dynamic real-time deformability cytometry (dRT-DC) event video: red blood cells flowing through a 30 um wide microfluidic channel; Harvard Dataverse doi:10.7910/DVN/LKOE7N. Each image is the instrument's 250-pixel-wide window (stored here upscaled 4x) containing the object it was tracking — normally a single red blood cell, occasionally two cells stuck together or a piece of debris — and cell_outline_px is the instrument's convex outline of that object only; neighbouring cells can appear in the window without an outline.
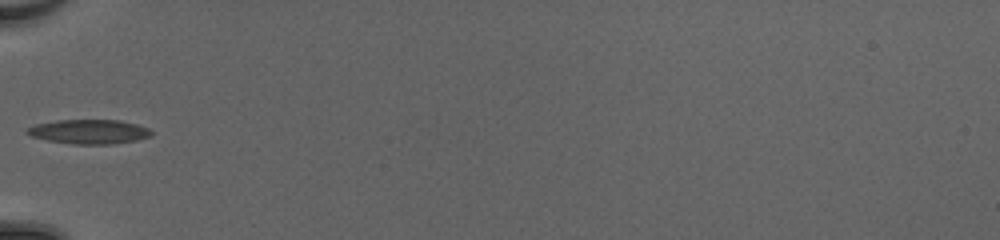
{"species": "common noctule bat (a hibernating species)", "species_latin": "Nyctalus noctula", "temperature_condition": "cold", "stored_images_in_passage": 32, "camera_frame_rate_fps": 3000, "um_per_image_px": 0.085, "animal": {"sex": "female", "body_mass_g": 20.0, "forearm_length_mm": 54.0}, "frame": {"image": 1, "passage_image": 1, "time_ms": 0.0, "image_size_px": [1000, 240], "cell_outline_px": [[152, 136], [136, 140], [112, 144], [72, 144], [48, 140], [32, 136], [24, 132], [28, 128], [36, 124], [56, 120], [120, 120], [136, 124], [148, 128], [152, 132]], "centroid_in_image_um": [7.58, 11.19], "position_along_channel_um": 77.4, "area_um2": 17.57}}
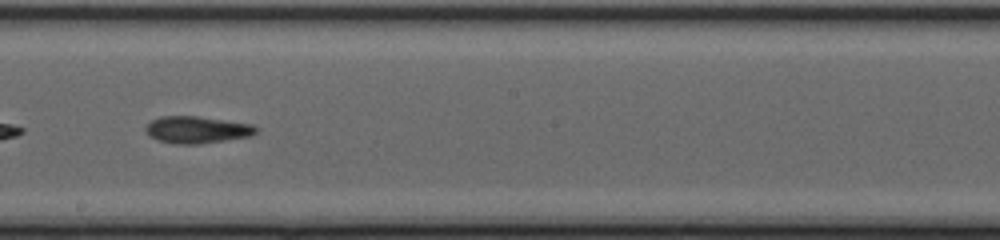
{"frame": {"image": 2, "passage_image": 12, "time_ms": 3.667, "image_size_px": [1000, 240], "cell_outline_px": [[260, 128], [252, 136], [200, 144], [176, 144], [156, 140], [148, 136], [144, 132], [144, 128], [152, 120], [160, 116], [196, 116], [252, 124]], "centroid_in_image_um": [16.72, 11.04], "position_along_channel_um": 231.5, "area_um2": 17.57}}
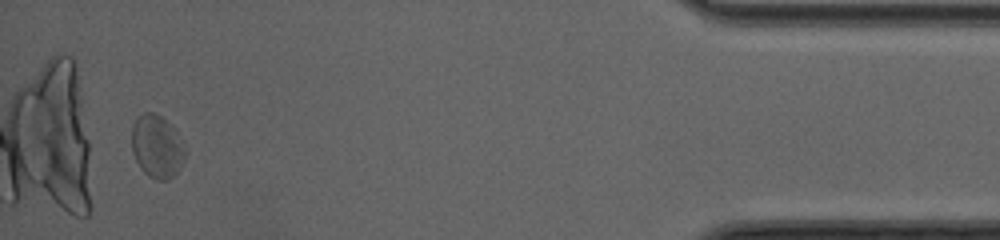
{"frame": {"image": 3, "passage_image": 30, "time_ms": 9.667, "image_size_px": [1000, 240], "cell_outline_px": [[184, 160], [176, 172], [168, 180], [156, 180], [148, 176], [140, 168], [132, 152], [132, 124], [136, 116], [144, 112], [152, 112], [160, 116], [176, 128], [184, 148]], "centroid_in_image_um": [13.31, 12.43], "position_along_channel_um": 421.9, "area_um2": 19.65}, "authors_computed_cell_mechanics": {"area_um2": 17.5712, "velocity_mm_per_s": 4.2042, "shape_relaxation_time_tau1_ms": 3.0694, "shape_relaxation_time_tau2_ms": 4.9537, "deformation_change_tau1": 0.0921, "deformation_change_tau2": 0.1192}}